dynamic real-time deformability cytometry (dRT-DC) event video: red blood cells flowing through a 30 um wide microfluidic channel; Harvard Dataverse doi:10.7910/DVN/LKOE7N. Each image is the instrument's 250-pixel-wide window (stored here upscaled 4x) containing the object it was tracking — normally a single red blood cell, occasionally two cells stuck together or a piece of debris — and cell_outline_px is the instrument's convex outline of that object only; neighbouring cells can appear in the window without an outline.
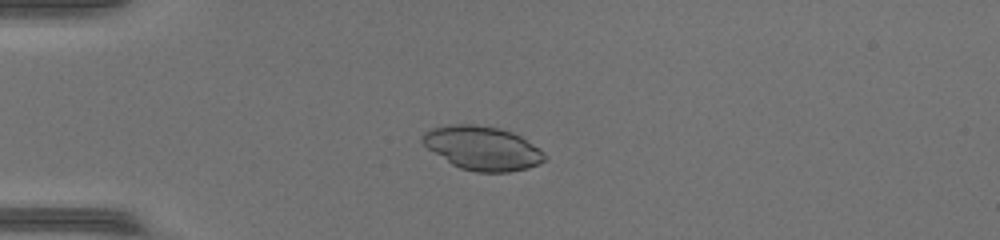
{"species": "common noctule bat (a hibernating species)", "species_latin": "Nyctalus noctula", "temperature_condition": "warm", "stored_images_in_passage": 39, "camera_frame_rate_fps": 3000, "um_per_image_px": 0.085, "animal": {"sex": "female", "body_mass_g": 17.0, "forearm_length_mm": 48.0}, "frame": {"image": 1, "passage_image": 4, "time_ms": 1.0, "image_size_px": [1000, 240], "cell_outline_px": [[548, 160], [540, 164], [528, 168], [508, 172], [476, 172], [460, 168], [452, 164], [428, 148], [420, 140], [420, 136], [424, 132], [432, 128], [452, 124], [476, 124], [496, 128], [512, 132], [520, 136], [540, 148], [548, 156]], "centroid_in_image_um": [41.04, 12.6], "position_along_channel_um": 44.0, "area_um2": 31.33}}
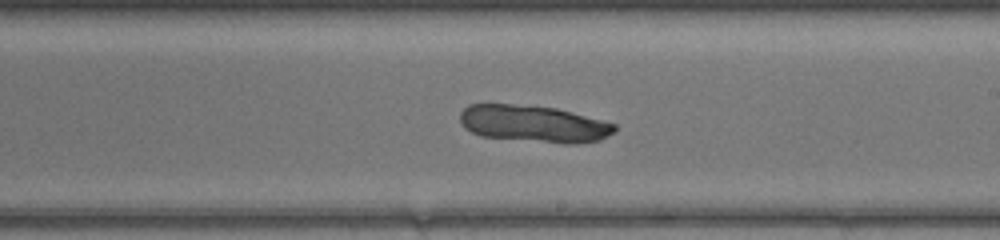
{"frame": {"image": 2, "passage_image": 20, "time_ms": 6.333, "image_size_px": [1000, 240], "cell_outline_px": [[616, 128], [612, 132], [600, 140], [576, 144], [564, 144], [480, 136], [464, 128], [460, 120], [460, 112], [468, 104], [512, 104], [556, 108], [616, 124]], "centroid_in_image_um": [45.33, 10.53], "position_along_channel_um": 243.7, "area_um2": 33.18}}
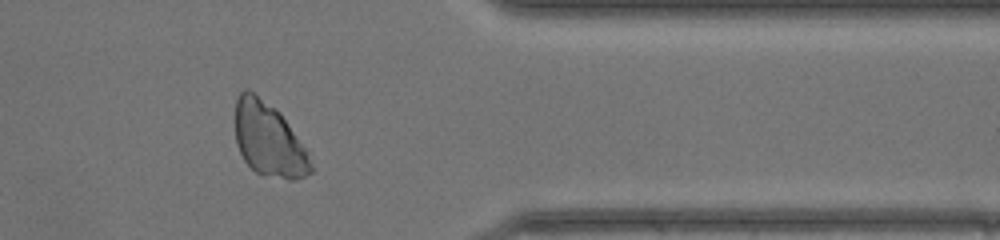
{"frame": {"image": 3, "passage_image": 31, "time_ms": 10.0, "image_size_px": [1000, 240], "cell_outline_px": [[312, 172], [304, 176], [292, 180], [288, 180], [264, 176], [256, 172], [244, 160], [236, 144], [236, 100], [240, 92], [244, 88], [248, 88], [276, 108], [280, 112], [304, 148], [312, 164]], "centroid_in_image_um": [22.82, 11.87], "position_along_channel_um": 388.6, "area_um2": 32.31}}